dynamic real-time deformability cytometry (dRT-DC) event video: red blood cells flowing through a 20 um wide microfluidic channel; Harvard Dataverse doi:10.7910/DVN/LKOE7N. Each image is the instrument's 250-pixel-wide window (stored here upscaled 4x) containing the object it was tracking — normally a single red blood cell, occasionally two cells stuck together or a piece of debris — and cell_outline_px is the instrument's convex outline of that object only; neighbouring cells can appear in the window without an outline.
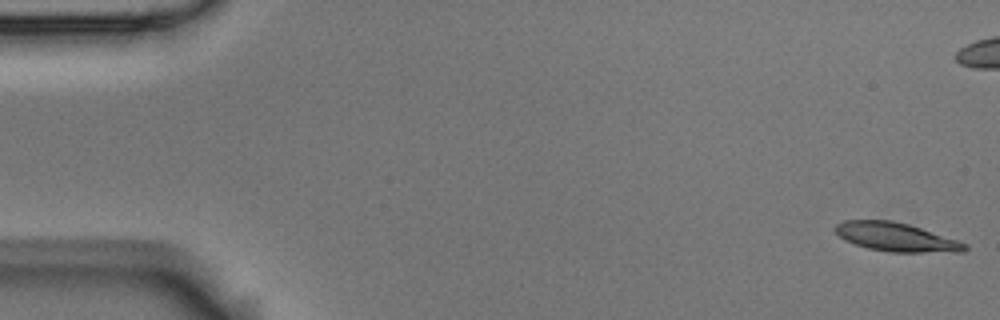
{"species": "Egyptian fruit bat (a non-hibernating species)", "species_latin": "Rousettus aegyptiacus", "temperature_condition": "room temperature", "stored_images_in_passage": 5, "camera_frame_rate_fps": 3000, "um_per_image_px": 0.085, "animal": {"sex": "male"}, "frame": {"image": 1, "passage_image": 1, "time_ms": 0.0, "image_size_px": [1000, 320], "cell_outline_px": [[968, 248], [964, 252], [888, 252], [868, 248], [844, 240], [832, 228], [836, 224], [844, 220], [892, 220], [908, 224], [968, 244]], "centroid_in_image_um": [76.14, 20.15], "position_along_channel_um": 8.9, "area_um2": 21.56}}
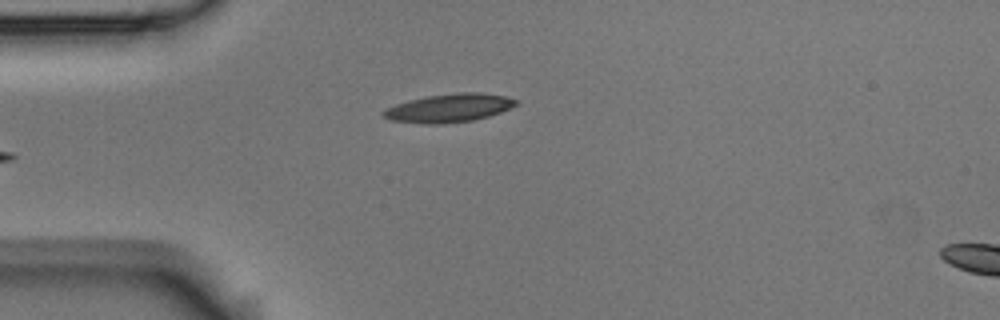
{"frame": {"image": 2, "passage_image": 5, "time_ms": 1.333, "image_size_px": [1000, 320], "cell_outline_px": [[520, 104], [500, 112], [488, 116], [472, 120], [440, 124], [428, 124], [392, 120], [384, 116], [380, 112], [396, 104], [408, 100], [428, 96], [460, 92], [480, 92], [508, 96], [520, 100]], "centroid_in_image_um": [38.24, 9.16], "position_along_channel_um": 46.8, "area_um2": 21.91}}